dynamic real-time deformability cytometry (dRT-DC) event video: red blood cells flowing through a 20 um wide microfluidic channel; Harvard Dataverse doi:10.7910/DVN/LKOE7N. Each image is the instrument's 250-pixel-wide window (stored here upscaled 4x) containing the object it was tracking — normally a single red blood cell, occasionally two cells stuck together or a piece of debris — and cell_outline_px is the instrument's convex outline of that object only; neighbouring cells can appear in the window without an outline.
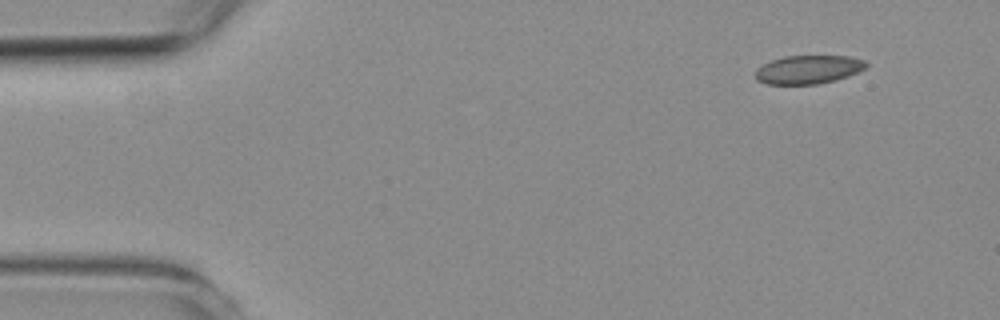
{"species": "common noctule bat (a hibernating species)", "species_latin": "Nyctalus noctula", "temperature_condition": "room temperature", "stored_images_in_passage": 3, "camera_frame_rate_fps": 3000, "um_per_image_px": 0.085, "animal": {"sex": "female", "body_mass_g": 19.3, "forearm_length_mm": 54.1}, "frame": {"image": 1, "passage_image": 1, "time_ms": 0.0, "image_size_px": [1000, 320], "cell_outline_px": [[868, 64], [864, 68], [848, 76], [836, 80], [816, 84], [768, 84], [756, 80], [756, 68], [772, 60], [784, 56], [848, 56], [864, 60]], "centroid_in_image_um": [68.69, 5.91], "position_along_channel_um": 16.3, "area_um2": 18.26}}
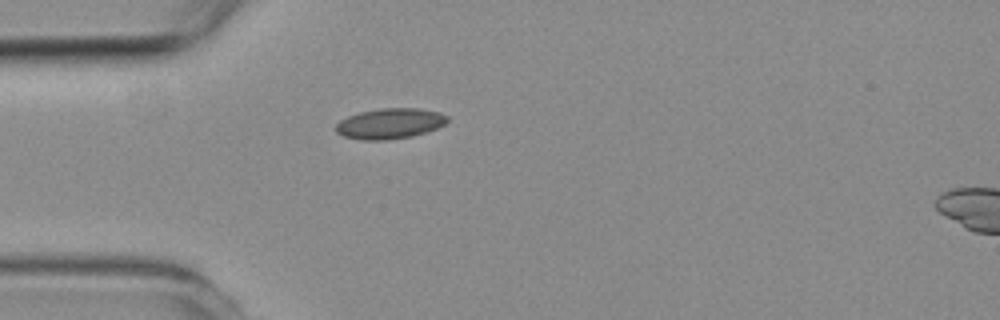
{"frame": {"image": 2, "passage_image": 3, "time_ms": 3.333, "image_size_px": [1000, 320], "cell_outline_px": [[448, 120], [444, 124], [436, 128], [412, 136], [384, 140], [360, 140], [344, 136], [336, 132], [336, 124], [340, 120], [348, 116], [360, 112], [380, 108], [420, 108], [440, 112], [448, 116]], "centroid_in_image_um": [33.13, 10.49], "position_along_channel_um": 51.9, "area_um2": 19.77}}